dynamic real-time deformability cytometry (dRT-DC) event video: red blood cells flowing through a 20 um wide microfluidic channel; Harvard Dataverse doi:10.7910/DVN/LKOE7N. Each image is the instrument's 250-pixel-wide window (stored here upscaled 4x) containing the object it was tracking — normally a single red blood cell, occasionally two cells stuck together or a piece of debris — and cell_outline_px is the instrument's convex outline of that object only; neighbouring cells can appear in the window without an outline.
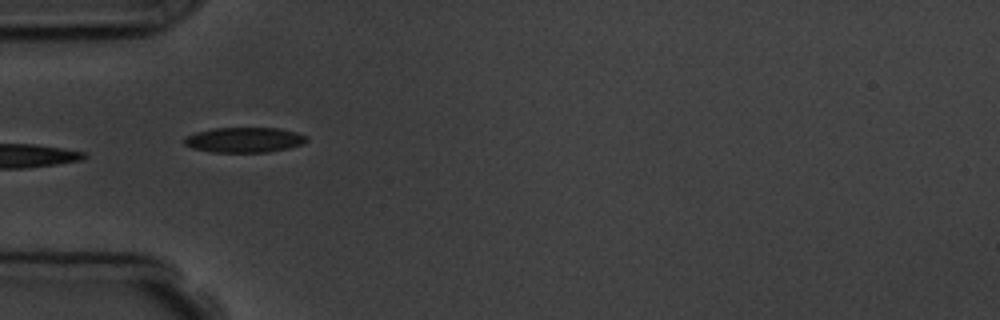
{"species": "common noctule bat (a hibernating species)", "species_latin": "Nyctalus noctula", "temperature_condition": "room temperature", "stored_images_in_passage": 10, "camera_frame_rate_fps": 3000, "um_per_image_px": 0.085, "animal": {"sex": "male", "body_mass_g": 19.5, "forearm_length_mm": 54.6}, "frame": {"image": 1, "passage_image": 5, "time_ms": 5.667, "image_size_px": [1000, 320], "cell_outline_px": [[308, 140], [304, 144], [288, 148], [268, 152], [212, 152], [192, 148], [184, 144], [184, 136], [196, 132], [212, 128], [280, 128], [296, 132], [308, 136]], "centroid_in_image_um": [20.77, 11.88], "position_along_channel_um": 64.2, "area_um2": 18.09}}
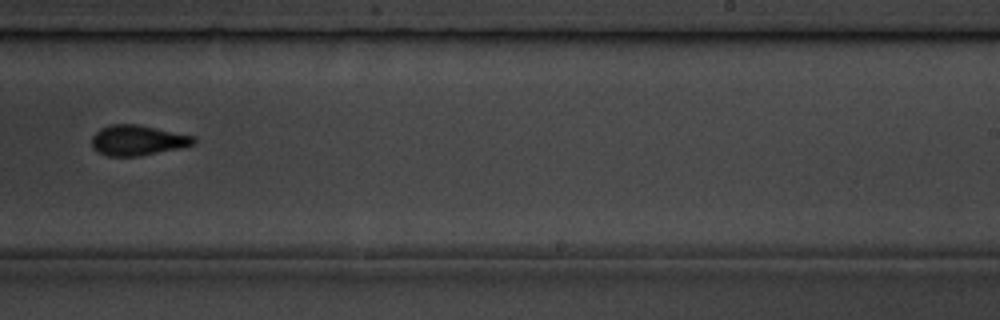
{"frame": {"image": 2, "passage_image": 10, "time_ms": 11.333, "image_size_px": [1000, 320], "cell_outline_px": [[196, 144], [180, 148], [136, 156], [108, 156], [92, 148], [92, 136], [100, 128], [108, 124], [136, 124], [196, 136]], "centroid_in_image_um": [11.71, 11.91], "position_along_channel_um": 277.3, "area_um2": 17.98}}